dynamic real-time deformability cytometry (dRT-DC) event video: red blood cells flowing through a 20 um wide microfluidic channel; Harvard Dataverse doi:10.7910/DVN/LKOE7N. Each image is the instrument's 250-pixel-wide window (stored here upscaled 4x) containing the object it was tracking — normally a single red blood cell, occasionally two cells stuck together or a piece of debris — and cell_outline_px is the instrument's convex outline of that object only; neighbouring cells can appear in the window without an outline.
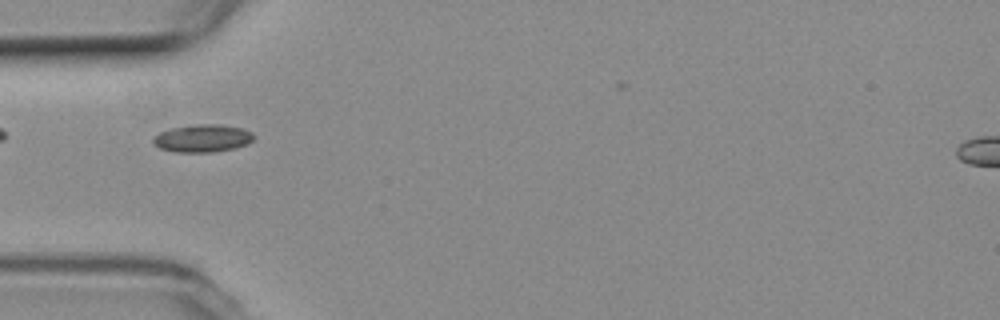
{"species": "common noctule bat (a hibernating species)", "species_latin": "Nyctalus noctula", "temperature_condition": "room temperature", "stored_images_in_passage": 9, "camera_frame_rate_fps": 3000, "um_per_image_px": 0.085, "animal": {"sex": "female", "body_mass_g": 19.3, "forearm_length_mm": 54.1}, "frame": {"image": 1, "passage_image": 1, "time_ms": 0.0, "image_size_px": [1000, 320], "cell_outline_px": [[256, 136], [248, 144], [232, 148], [212, 152], [176, 152], [160, 148], [152, 144], [152, 140], [160, 132], [172, 128], [200, 124], [220, 124], [240, 128], [252, 132]], "centroid_in_image_um": [17.22, 11.76], "position_along_channel_um": 67.8, "area_um2": 16.07}}
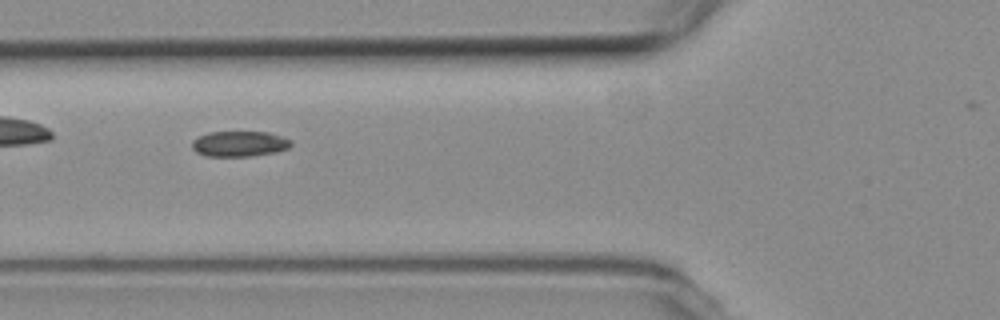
{"frame": {"image": 2, "passage_image": 4, "time_ms": 1.0, "image_size_px": [1000, 320], "cell_outline_px": [[292, 144], [288, 148], [276, 152], [252, 156], [208, 156], [196, 152], [192, 148], [192, 140], [208, 132], [268, 132], [292, 140]], "centroid_in_image_um": [20.36, 12.22], "position_along_channel_um": 105.4, "area_um2": 14.68}}